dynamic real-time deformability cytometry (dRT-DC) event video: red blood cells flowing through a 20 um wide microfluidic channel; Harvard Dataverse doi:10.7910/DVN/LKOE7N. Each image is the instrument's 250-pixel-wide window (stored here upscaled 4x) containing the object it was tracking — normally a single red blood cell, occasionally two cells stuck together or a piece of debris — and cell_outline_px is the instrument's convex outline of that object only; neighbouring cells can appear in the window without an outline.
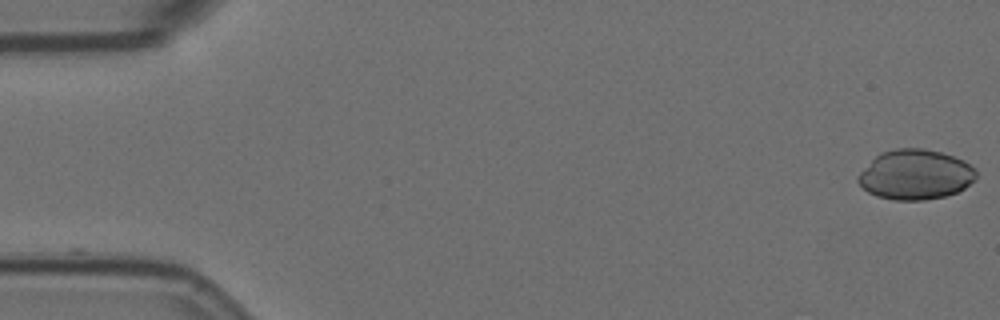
{"species": "Egyptian fruit bat (a non-hibernating species)", "species_latin": "Rousettus aegyptiacus", "temperature_condition": "room temperature", "stored_images_in_passage": 5, "camera_frame_rate_fps": 3000, "um_per_image_px": 0.085, "animal": {"sex": "female"}, "frame": {"image": 1, "passage_image": 1, "time_ms": 0.0, "image_size_px": [1000, 320], "cell_outline_px": [[976, 180], [964, 188], [956, 192], [944, 196], [924, 200], [896, 200], [876, 196], [868, 192], [856, 180], [856, 176], [880, 152], [896, 148], [924, 148], [940, 152], [964, 160], [976, 168]], "centroid_in_image_um": [77.82, 14.84], "position_along_channel_um": 7.2, "area_um2": 34.45}}